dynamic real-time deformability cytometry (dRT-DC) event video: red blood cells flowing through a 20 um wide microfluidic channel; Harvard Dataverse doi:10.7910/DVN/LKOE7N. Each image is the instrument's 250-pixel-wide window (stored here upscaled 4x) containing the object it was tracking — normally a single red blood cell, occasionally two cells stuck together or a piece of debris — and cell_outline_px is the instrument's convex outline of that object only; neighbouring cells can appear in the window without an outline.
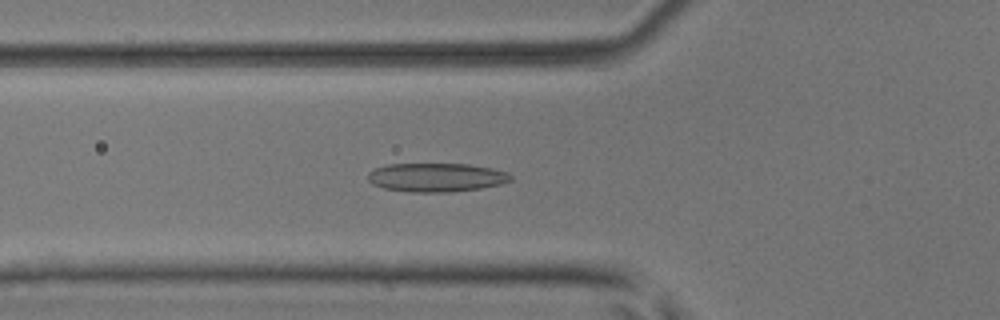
{"species": "common noctule bat (a hibernating species)", "species_latin": "Nyctalus noctula", "temperature_condition": "room temperature", "stored_images_in_passage": 35, "camera_frame_rate_fps": 3000, "um_per_image_px": 0.085, "animal": {"sex": "male", "body_mass_g": 17.9, "forearm_length_mm": 54.2}, "frame": {"image": 1, "passage_image": 3, "time_ms": 0.667, "image_size_px": [1000, 320], "cell_outline_px": [[512, 180], [500, 184], [480, 188], [448, 192], [412, 192], [384, 188], [372, 184], [368, 180], [368, 172], [376, 168], [388, 164], [468, 164], [492, 168], [508, 172], [512, 176]], "centroid_in_image_um": [37.09, 15.07], "position_along_channel_um": 88.7, "area_um2": 23.87}}
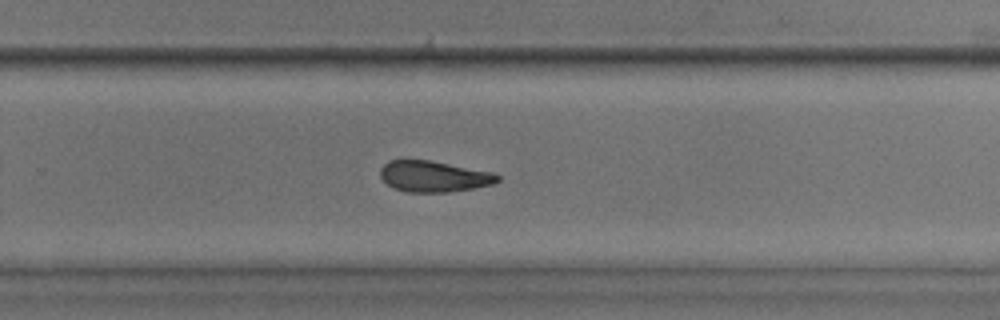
{"frame": {"image": 2, "passage_image": 18, "time_ms": 5.667, "image_size_px": [1000, 320], "cell_outline_px": [[500, 180], [492, 184], [472, 188], [448, 192], [408, 192], [392, 188], [380, 176], [380, 168], [388, 160], [428, 160], [492, 172], [500, 176]], "centroid_in_image_um": [36.84, 14.99], "position_along_channel_um": 293.0, "area_um2": 21.04}}
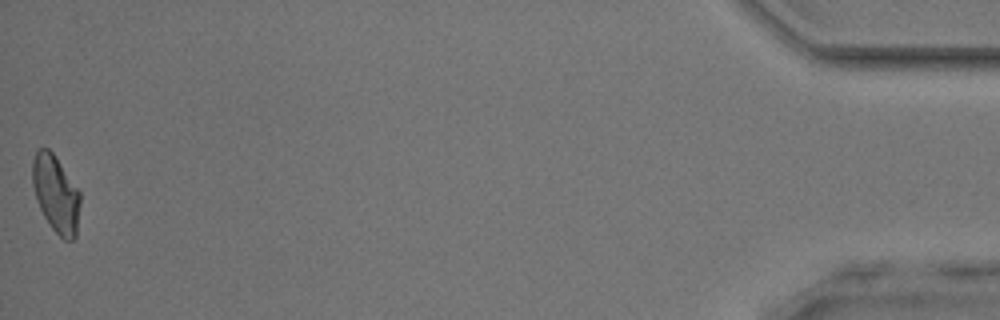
{"frame": {"image": 3, "passage_image": 35, "time_ms": 11.333, "image_size_px": [1000, 320], "cell_outline_px": [[80, 204], [76, 236], [72, 240], [64, 240], [52, 228], [44, 216], [36, 200], [32, 184], [32, 160], [36, 148], [48, 148], [52, 152], [80, 192]], "centroid_in_image_um": [4.73, 16.47], "position_along_channel_um": 430.5, "area_um2": 21.39}, "authors_computed_cell_mechanics": {"area_um2": 22.0218, "velocity_mm_per_s": 4.0962, "shape_relaxation_time_tau1_ms": 7.945, "shape_relaxation_time_tau2_ms": 3.4978, "deformation_change_tau1": 0.1722, "deformation_change_tau2": 0.1211}}